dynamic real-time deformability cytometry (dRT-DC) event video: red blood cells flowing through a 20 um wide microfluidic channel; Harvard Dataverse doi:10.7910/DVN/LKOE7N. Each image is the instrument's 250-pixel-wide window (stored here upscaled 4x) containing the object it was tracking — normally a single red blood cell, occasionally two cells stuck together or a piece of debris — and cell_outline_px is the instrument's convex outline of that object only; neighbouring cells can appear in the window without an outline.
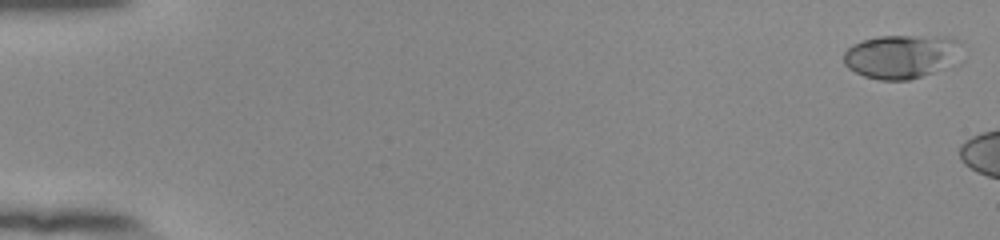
{"species": "human", "species_latin": "Homo sapiens", "temperature_condition": "room temperature", "stored_images_in_passage": 8, "camera_frame_rate_fps": 3000, "um_per_image_px": 0.085, "donor": {"sex": "female"}, "frame": {"image": 1, "passage_image": 1, "time_ms": 0.0, "image_size_px": [1000, 240], "cell_outline_px": [[960, 40], [932, 72], [908, 80], [880, 80], [864, 76], [848, 68], [844, 64], [844, 52], [852, 44], [876, 36], [952, 36]], "centroid_in_image_um": [76.34, 4.77], "position_along_channel_um": 8.7, "area_um2": 28.26}}